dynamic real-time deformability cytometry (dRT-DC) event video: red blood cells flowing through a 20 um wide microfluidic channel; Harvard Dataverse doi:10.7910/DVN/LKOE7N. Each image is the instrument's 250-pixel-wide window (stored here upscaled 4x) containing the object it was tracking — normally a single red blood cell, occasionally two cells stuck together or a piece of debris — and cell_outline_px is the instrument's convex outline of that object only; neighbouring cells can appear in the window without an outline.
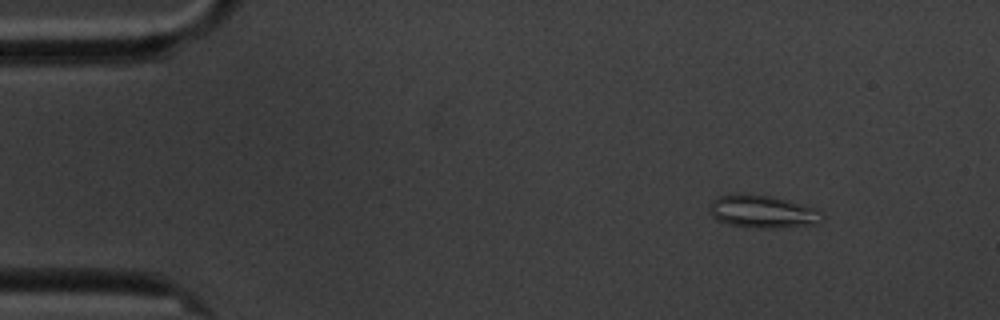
{"species": "common noctule bat (a hibernating species)", "species_latin": "Nyctalus noctula", "temperature_condition": "cold", "stored_images_in_passage": 4, "camera_frame_rate_fps": 3000, "um_per_image_px": 0.085, "animal": {"sex": "male", "body_mass_g": 20.1, "forearm_length_mm": 53.5}, "frame": {"image": 1, "passage_image": 1, "time_ms": 0.0, "image_size_px": [1000, 320], "cell_outline_px": [[824, 220], [820, 224], [780, 228], [756, 228], [732, 224], [716, 220], [708, 212], [708, 208], [712, 200], [720, 196], [740, 192], [752, 192], [772, 196], [788, 200], [816, 208], [824, 216]], "centroid_in_image_um": [64.83, 17.97], "position_along_channel_um": 20.2, "area_um2": 22.14}}
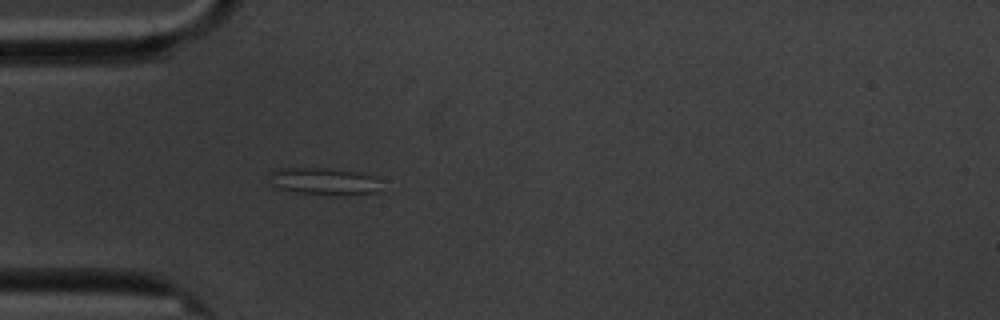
{"frame": {"image": 2, "passage_image": 4, "time_ms": 3.333, "image_size_px": [1000, 320], "cell_outline_px": [[380, 180], [376, 192], [296, 192], [276, 188], [272, 184], [268, 172], [276, 168], [324, 168], [360, 172], [376, 176]], "centroid_in_image_um": [27.44, 15.34], "position_along_channel_um": 57.6, "area_um2": 16.76}}